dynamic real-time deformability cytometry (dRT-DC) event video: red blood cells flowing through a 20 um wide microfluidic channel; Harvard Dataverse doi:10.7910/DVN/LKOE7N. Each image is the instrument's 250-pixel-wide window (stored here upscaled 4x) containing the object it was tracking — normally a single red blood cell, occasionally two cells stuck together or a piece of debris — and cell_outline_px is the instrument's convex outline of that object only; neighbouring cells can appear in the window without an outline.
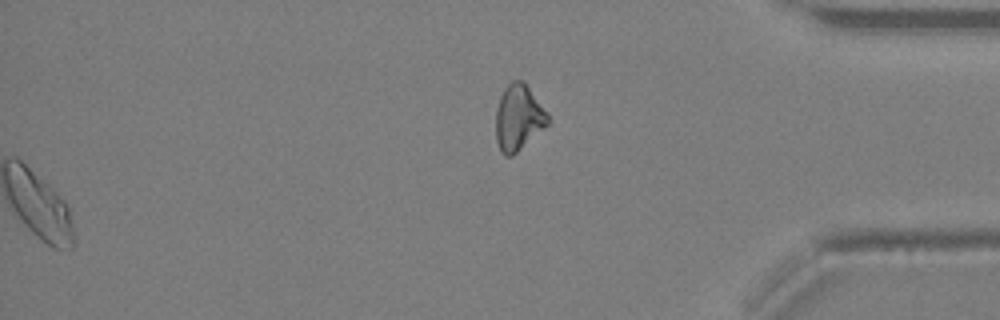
{"species": "Egyptian fruit bat (a non-hibernating species)", "species_latin": "Rousettus aegyptiacus", "temperature_condition": "warm", "stored_images_in_passage": 36, "segment_of_instrument_passage": [2, 2], "camera_frame_rate_fps": 3000, "um_per_image_px": 0.085, "animal": {"sex": "female"}, "frame": {"image": 1, "passage_image": 36, "time_ms": 11.667, "image_size_px": [1000, 320], "cell_outline_px": [[552, 120], [544, 128], [512, 156], [504, 156], [500, 152], [496, 140], [496, 112], [500, 96], [504, 88], [512, 80], [524, 80], [548, 112]], "centroid_in_image_um": [44.09, 9.98], "position_along_channel_um": 391.1, "area_um2": 20.23}}